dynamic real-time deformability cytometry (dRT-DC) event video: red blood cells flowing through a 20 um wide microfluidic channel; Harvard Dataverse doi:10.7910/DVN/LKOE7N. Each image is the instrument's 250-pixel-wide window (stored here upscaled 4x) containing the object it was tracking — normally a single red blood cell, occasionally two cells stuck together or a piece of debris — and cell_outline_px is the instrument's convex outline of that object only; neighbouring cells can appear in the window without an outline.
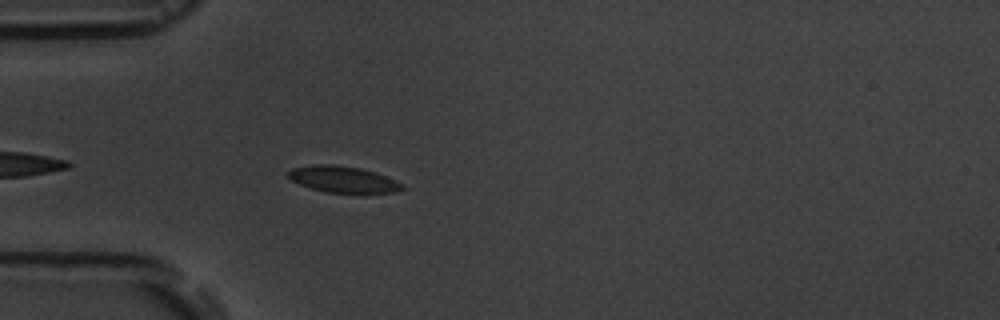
{"species": "common noctule bat (a hibernating species)", "species_latin": "Nyctalus noctula", "temperature_condition": "room temperature", "stored_images_in_passage": 4, "camera_frame_rate_fps": 3000, "um_per_image_px": 0.085, "animal": {"sex": "male", "body_mass_g": 19.5, "forearm_length_mm": 54.6}, "frame": {"image": 1, "passage_image": 4, "time_ms": 3.667, "image_size_px": [1000, 320], "cell_outline_px": [[404, 188], [396, 192], [328, 192], [312, 188], [300, 184], [292, 180], [288, 176], [288, 172], [292, 168], [312, 164], [332, 164], [360, 168], [384, 176], [404, 184]], "centroid_in_image_um": [29.13, 15.23], "position_along_channel_um": 55.9, "area_um2": 17.05}}